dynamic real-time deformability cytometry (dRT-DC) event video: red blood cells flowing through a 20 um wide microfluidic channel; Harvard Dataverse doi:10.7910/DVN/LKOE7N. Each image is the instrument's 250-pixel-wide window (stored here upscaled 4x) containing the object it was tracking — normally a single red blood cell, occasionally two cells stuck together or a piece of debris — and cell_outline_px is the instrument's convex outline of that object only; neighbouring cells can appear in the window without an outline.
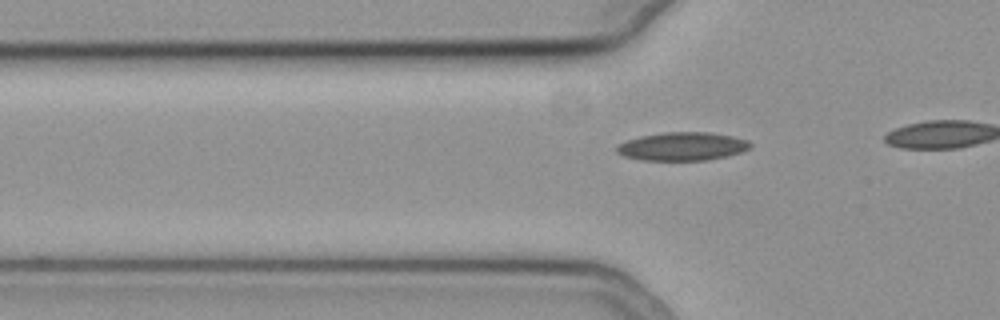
{"species": "common noctule bat (a hibernating species)", "species_latin": "Nyctalus noctula", "temperature_condition": "cold", "stored_images_in_passage": 9, "camera_frame_rate_fps": 3000, "um_per_image_px": 0.085, "animal": {"sex": "female", "body_mass_g": 19.3, "forearm_length_mm": 54.1}, "frame": {"image": 1, "passage_image": 3, "time_ms": 0.667, "image_size_px": [1000, 320], "cell_outline_px": [[752, 144], [748, 148], [740, 152], [708, 160], [644, 160], [624, 156], [616, 152], [616, 148], [620, 144], [628, 140], [640, 136], [664, 132], [712, 132], [732, 136], [748, 140]], "centroid_in_image_um": [58.0, 12.43], "position_along_channel_um": 67.8, "area_um2": 21.85}}